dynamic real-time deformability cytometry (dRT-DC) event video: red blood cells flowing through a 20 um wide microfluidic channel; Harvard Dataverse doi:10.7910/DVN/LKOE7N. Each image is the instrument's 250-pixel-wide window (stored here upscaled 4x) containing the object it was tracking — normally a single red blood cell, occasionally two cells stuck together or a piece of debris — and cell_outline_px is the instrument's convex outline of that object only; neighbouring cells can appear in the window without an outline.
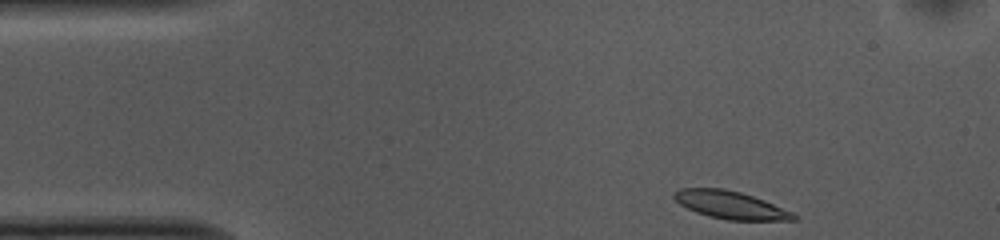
{"species": "common noctule bat (a hibernating species)", "species_latin": "Nyctalus noctula", "temperature_condition": "cold", "stored_images_in_passage": 39, "camera_frame_rate_fps": 3000, "um_per_image_px": 0.085, "animal": {"sex": "female", "body_mass_g": 10.0, "forearm_length_mm": 53.1}, "frame": {"image": 1, "passage_image": 1, "time_ms": 0.0, "image_size_px": [1000, 240], "cell_outline_px": [[800, 216], [796, 220], [728, 220], [708, 216], [696, 212], [680, 204], [672, 196], [672, 192], [680, 188], [724, 188], [740, 192], [764, 200], [792, 212]], "centroid_in_image_um": [62.08, 17.42], "position_along_channel_um": 22.9, "area_um2": 19.31}}
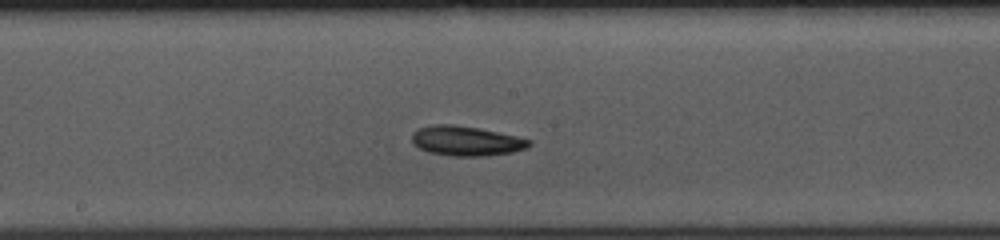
{"frame": {"image": 2, "passage_image": 21, "time_ms": 6.667, "image_size_px": [1000, 240], "cell_outline_px": [[532, 144], [528, 148], [512, 152], [484, 156], [452, 156], [428, 152], [412, 144], [412, 132], [420, 128], [432, 124], [452, 124], [476, 128], [516, 136], [532, 140]], "centroid_in_image_um": [39.62, 11.98], "position_along_channel_um": 208.6, "area_um2": 20.29}}
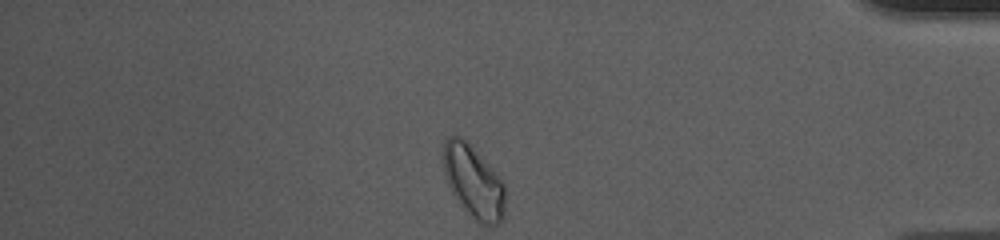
{"frame": {"image": 3, "passage_image": 39, "time_ms": 12.667, "image_size_px": [1000, 240], "cell_outline_px": [[504, 216], [496, 224], [480, 224], [476, 220], [452, 192], [444, 176], [440, 156], [444, 140], [448, 136], [460, 136], [496, 172], [504, 184]], "centroid_in_image_um": [40.19, 15.38], "position_along_channel_um": 395.0, "area_um2": 25.78}, "authors_computed_cell_mechanics": {"area_um2": 19.941, "velocity_mm_per_s": 3.6986, "shape_relaxation_time_tau1_ms": 3.094, "shape_relaxation_time_tau2_ms": null, "deformation_change_tau1": 0.0977, "deformation_change_tau2": null}}